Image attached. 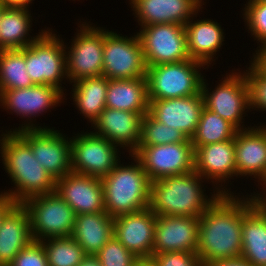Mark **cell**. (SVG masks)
Segmentation results:
<instances>
[{"mask_svg":"<svg viewBox=\"0 0 266 266\" xmlns=\"http://www.w3.org/2000/svg\"><path fill=\"white\" fill-rule=\"evenodd\" d=\"M22 205L28 211L34 241L72 235L76 215L56 191L29 197Z\"/></svg>","mask_w":266,"mask_h":266,"instance_id":"9","label":"cell"},{"mask_svg":"<svg viewBox=\"0 0 266 266\" xmlns=\"http://www.w3.org/2000/svg\"><path fill=\"white\" fill-rule=\"evenodd\" d=\"M146 71L143 48L137 32L124 36L104 26L102 76L115 80L132 79L146 77Z\"/></svg>","mask_w":266,"mask_h":266,"instance_id":"11","label":"cell"},{"mask_svg":"<svg viewBox=\"0 0 266 266\" xmlns=\"http://www.w3.org/2000/svg\"><path fill=\"white\" fill-rule=\"evenodd\" d=\"M108 81L107 77L99 76L82 78L71 84L72 104L91 125L106 108Z\"/></svg>","mask_w":266,"mask_h":266,"instance_id":"30","label":"cell"},{"mask_svg":"<svg viewBox=\"0 0 266 266\" xmlns=\"http://www.w3.org/2000/svg\"><path fill=\"white\" fill-rule=\"evenodd\" d=\"M4 9H5V7L0 3V20H1L2 13H3ZM1 50H2V49L0 48V51H1Z\"/></svg>","mask_w":266,"mask_h":266,"instance_id":"48","label":"cell"},{"mask_svg":"<svg viewBox=\"0 0 266 266\" xmlns=\"http://www.w3.org/2000/svg\"><path fill=\"white\" fill-rule=\"evenodd\" d=\"M203 108L202 94L165 100H149V113L157 121L180 130L189 139L195 133Z\"/></svg>","mask_w":266,"mask_h":266,"instance_id":"23","label":"cell"},{"mask_svg":"<svg viewBox=\"0 0 266 266\" xmlns=\"http://www.w3.org/2000/svg\"><path fill=\"white\" fill-rule=\"evenodd\" d=\"M264 124V125H263ZM263 124L261 123V126L265 129L266 131V123L263 122Z\"/></svg>","mask_w":266,"mask_h":266,"instance_id":"49","label":"cell"},{"mask_svg":"<svg viewBox=\"0 0 266 266\" xmlns=\"http://www.w3.org/2000/svg\"><path fill=\"white\" fill-rule=\"evenodd\" d=\"M221 77L222 79L218 80L220 82L217 81L218 85L215 84L213 89L208 87L210 85L208 80L203 79L201 94L204 107L224 118L237 130L250 128L251 124L244 125L250 105L248 86L243 71L234 68L228 73L226 71V75L223 74Z\"/></svg>","mask_w":266,"mask_h":266,"instance_id":"7","label":"cell"},{"mask_svg":"<svg viewBox=\"0 0 266 266\" xmlns=\"http://www.w3.org/2000/svg\"><path fill=\"white\" fill-rule=\"evenodd\" d=\"M90 130L71 137L72 172L102 178L121 161V148Z\"/></svg>","mask_w":266,"mask_h":266,"instance_id":"12","label":"cell"},{"mask_svg":"<svg viewBox=\"0 0 266 266\" xmlns=\"http://www.w3.org/2000/svg\"><path fill=\"white\" fill-rule=\"evenodd\" d=\"M64 100H67L65 95L58 88L50 85L36 84L28 88L0 91V107L9 113V115L16 114L23 121L26 119L22 124H19L18 128L15 127L14 129L13 126L10 130L5 129V131L51 128L50 126H45V124L43 127L38 123H34L37 121L36 117L47 113L50 109H55V107L60 106L62 103L64 104Z\"/></svg>","mask_w":266,"mask_h":266,"instance_id":"10","label":"cell"},{"mask_svg":"<svg viewBox=\"0 0 266 266\" xmlns=\"http://www.w3.org/2000/svg\"><path fill=\"white\" fill-rule=\"evenodd\" d=\"M236 132L237 129L231 123L204 107L190 140L195 151L200 146L234 139Z\"/></svg>","mask_w":266,"mask_h":266,"instance_id":"31","label":"cell"},{"mask_svg":"<svg viewBox=\"0 0 266 266\" xmlns=\"http://www.w3.org/2000/svg\"><path fill=\"white\" fill-rule=\"evenodd\" d=\"M31 10L25 8H5L0 20V48L22 49L37 40L47 29H40L31 36L33 17ZM30 33V34H29Z\"/></svg>","mask_w":266,"mask_h":266,"instance_id":"29","label":"cell"},{"mask_svg":"<svg viewBox=\"0 0 266 266\" xmlns=\"http://www.w3.org/2000/svg\"><path fill=\"white\" fill-rule=\"evenodd\" d=\"M206 266H251L243 257L217 260Z\"/></svg>","mask_w":266,"mask_h":266,"instance_id":"41","label":"cell"},{"mask_svg":"<svg viewBox=\"0 0 266 266\" xmlns=\"http://www.w3.org/2000/svg\"><path fill=\"white\" fill-rule=\"evenodd\" d=\"M16 132L30 145L36 160L56 181L72 172L71 137L67 134L55 127Z\"/></svg>","mask_w":266,"mask_h":266,"instance_id":"14","label":"cell"},{"mask_svg":"<svg viewBox=\"0 0 266 266\" xmlns=\"http://www.w3.org/2000/svg\"><path fill=\"white\" fill-rule=\"evenodd\" d=\"M95 256L101 266H134L139 261L114 236Z\"/></svg>","mask_w":266,"mask_h":266,"instance_id":"37","label":"cell"},{"mask_svg":"<svg viewBox=\"0 0 266 266\" xmlns=\"http://www.w3.org/2000/svg\"><path fill=\"white\" fill-rule=\"evenodd\" d=\"M142 118L138 112L105 108L92 123L91 132L132 155L140 142Z\"/></svg>","mask_w":266,"mask_h":266,"instance_id":"20","label":"cell"},{"mask_svg":"<svg viewBox=\"0 0 266 266\" xmlns=\"http://www.w3.org/2000/svg\"><path fill=\"white\" fill-rule=\"evenodd\" d=\"M139 28L137 34L147 67L190 59L183 25L161 23Z\"/></svg>","mask_w":266,"mask_h":266,"instance_id":"13","label":"cell"},{"mask_svg":"<svg viewBox=\"0 0 266 266\" xmlns=\"http://www.w3.org/2000/svg\"><path fill=\"white\" fill-rule=\"evenodd\" d=\"M237 178L249 177L259 185L266 177V131L260 124L237 130L235 134ZM248 177V178H247Z\"/></svg>","mask_w":266,"mask_h":266,"instance_id":"19","label":"cell"},{"mask_svg":"<svg viewBox=\"0 0 266 266\" xmlns=\"http://www.w3.org/2000/svg\"><path fill=\"white\" fill-rule=\"evenodd\" d=\"M140 27L173 23L185 25L206 0H128ZM137 18V19H136Z\"/></svg>","mask_w":266,"mask_h":266,"instance_id":"22","label":"cell"},{"mask_svg":"<svg viewBox=\"0 0 266 266\" xmlns=\"http://www.w3.org/2000/svg\"><path fill=\"white\" fill-rule=\"evenodd\" d=\"M254 201L266 213V199H256Z\"/></svg>","mask_w":266,"mask_h":266,"instance_id":"46","label":"cell"},{"mask_svg":"<svg viewBox=\"0 0 266 266\" xmlns=\"http://www.w3.org/2000/svg\"><path fill=\"white\" fill-rule=\"evenodd\" d=\"M77 24V32L69 41L71 44L68 46L64 40L69 84L103 75L104 27L83 21V18Z\"/></svg>","mask_w":266,"mask_h":266,"instance_id":"8","label":"cell"},{"mask_svg":"<svg viewBox=\"0 0 266 266\" xmlns=\"http://www.w3.org/2000/svg\"><path fill=\"white\" fill-rule=\"evenodd\" d=\"M7 195L0 193V223L4 215L15 205Z\"/></svg>","mask_w":266,"mask_h":266,"instance_id":"43","label":"cell"},{"mask_svg":"<svg viewBox=\"0 0 266 266\" xmlns=\"http://www.w3.org/2000/svg\"><path fill=\"white\" fill-rule=\"evenodd\" d=\"M35 85L26 70L25 54L21 49L0 51V91L28 88Z\"/></svg>","mask_w":266,"mask_h":266,"instance_id":"32","label":"cell"},{"mask_svg":"<svg viewBox=\"0 0 266 266\" xmlns=\"http://www.w3.org/2000/svg\"><path fill=\"white\" fill-rule=\"evenodd\" d=\"M59 196L75 215L106 212L100 178L70 172L56 181Z\"/></svg>","mask_w":266,"mask_h":266,"instance_id":"21","label":"cell"},{"mask_svg":"<svg viewBox=\"0 0 266 266\" xmlns=\"http://www.w3.org/2000/svg\"><path fill=\"white\" fill-rule=\"evenodd\" d=\"M249 61L250 63L245 65L246 69L243 70V74L245 75L249 91L250 112H266V73L252 60Z\"/></svg>","mask_w":266,"mask_h":266,"instance_id":"36","label":"cell"},{"mask_svg":"<svg viewBox=\"0 0 266 266\" xmlns=\"http://www.w3.org/2000/svg\"><path fill=\"white\" fill-rule=\"evenodd\" d=\"M60 36L49 27L37 40L21 50L25 54L26 70L32 82L35 85L56 87L67 98V89L64 86L69 82L66 74V53L64 40Z\"/></svg>","mask_w":266,"mask_h":266,"instance_id":"5","label":"cell"},{"mask_svg":"<svg viewBox=\"0 0 266 266\" xmlns=\"http://www.w3.org/2000/svg\"><path fill=\"white\" fill-rule=\"evenodd\" d=\"M142 165L151 182L194 170V147L185 142L138 146L132 154Z\"/></svg>","mask_w":266,"mask_h":266,"instance_id":"15","label":"cell"},{"mask_svg":"<svg viewBox=\"0 0 266 266\" xmlns=\"http://www.w3.org/2000/svg\"><path fill=\"white\" fill-rule=\"evenodd\" d=\"M40 242L44 247L49 266H78L87 256L71 236L50 238Z\"/></svg>","mask_w":266,"mask_h":266,"instance_id":"33","label":"cell"},{"mask_svg":"<svg viewBox=\"0 0 266 266\" xmlns=\"http://www.w3.org/2000/svg\"><path fill=\"white\" fill-rule=\"evenodd\" d=\"M187 139L183 132L157 121L149 112L142 118L141 136L138 146L180 143L185 142Z\"/></svg>","mask_w":266,"mask_h":266,"instance_id":"34","label":"cell"},{"mask_svg":"<svg viewBox=\"0 0 266 266\" xmlns=\"http://www.w3.org/2000/svg\"><path fill=\"white\" fill-rule=\"evenodd\" d=\"M149 262L152 266H203L198 254L190 252L152 254Z\"/></svg>","mask_w":266,"mask_h":266,"instance_id":"38","label":"cell"},{"mask_svg":"<svg viewBox=\"0 0 266 266\" xmlns=\"http://www.w3.org/2000/svg\"><path fill=\"white\" fill-rule=\"evenodd\" d=\"M194 170L207 182H212V190H217L220 194H240L235 193L236 190L232 191L229 187L232 184L231 179L237 178L235 137L231 140L198 147L194 151Z\"/></svg>","mask_w":266,"mask_h":266,"instance_id":"16","label":"cell"},{"mask_svg":"<svg viewBox=\"0 0 266 266\" xmlns=\"http://www.w3.org/2000/svg\"><path fill=\"white\" fill-rule=\"evenodd\" d=\"M128 157L131 162L125 165L120 161L108 175L100 178L105 211L113 218L150 206L151 181L141 163L133 155Z\"/></svg>","mask_w":266,"mask_h":266,"instance_id":"4","label":"cell"},{"mask_svg":"<svg viewBox=\"0 0 266 266\" xmlns=\"http://www.w3.org/2000/svg\"><path fill=\"white\" fill-rule=\"evenodd\" d=\"M202 7L185 25L187 36V50L192 60L199 61L207 67L215 65L218 59L217 54L225 44L224 27L213 19H196ZM195 18V19H194ZM218 52V53H217ZM217 56V57H216ZM215 62V63H214ZM213 63V64H212Z\"/></svg>","mask_w":266,"mask_h":266,"instance_id":"24","label":"cell"},{"mask_svg":"<svg viewBox=\"0 0 266 266\" xmlns=\"http://www.w3.org/2000/svg\"><path fill=\"white\" fill-rule=\"evenodd\" d=\"M9 266H49L40 241H32L23 248Z\"/></svg>","mask_w":266,"mask_h":266,"instance_id":"39","label":"cell"},{"mask_svg":"<svg viewBox=\"0 0 266 266\" xmlns=\"http://www.w3.org/2000/svg\"><path fill=\"white\" fill-rule=\"evenodd\" d=\"M204 182L210 184L195 170L155 180L151 182L149 208L156 216L200 217L221 195L213 190L208 196Z\"/></svg>","mask_w":266,"mask_h":266,"instance_id":"3","label":"cell"},{"mask_svg":"<svg viewBox=\"0 0 266 266\" xmlns=\"http://www.w3.org/2000/svg\"><path fill=\"white\" fill-rule=\"evenodd\" d=\"M34 0H0L5 8H25L30 10Z\"/></svg>","mask_w":266,"mask_h":266,"instance_id":"42","label":"cell"},{"mask_svg":"<svg viewBox=\"0 0 266 266\" xmlns=\"http://www.w3.org/2000/svg\"><path fill=\"white\" fill-rule=\"evenodd\" d=\"M138 266H152V265H151V263L149 261L139 260L138 261Z\"/></svg>","mask_w":266,"mask_h":266,"instance_id":"47","label":"cell"},{"mask_svg":"<svg viewBox=\"0 0 266 266\" xmlns=\"http://www.w3.org/2000/svg\"><path fill=\"white\" fill-rule=\"evenodd\" d=\"M1 131L0 160L14 186L0 193L22 204L29 197L55 192L56 180L36 160L30 145L16 131Z\"/></svg>","mask_w":266,"mask_h":266,"instance_id":"2","label":"cell"},{"mask_svg":"<svg viewBox=\"0 0 266 266\" xmlns=\"http://www.w3.org/2000/svg\"><path fill=\"white\" fill-rule=\"evenodd\" d=\"M78 266H101L95 255H87Z\"/></svg>","mask_w":266,"mask_h":266,"instance_id":"45","label":"cell"},{"mask_svg":"<svg viewBox=\"0 0 266 266\" xmlns=\"http://www.w3.org/2000/svg\"><path fill=\"white\" fill-rule=\"evenodd\" d=\"M113 236L114 218L107 212L75 216L71 237L87 255H96Z\"/></svg>","mask_w":266,"mask_h":266,"instance_id":"27","label":"cell"},{"mask_svg":"<svg viewBox=\"0 0 266 266\" xmlns=\"http://www.w3.org/2000/svg\"><path fill=\"white\" fill-rule=\"evenodd\" d=\"M250 59L264 72L266 73V44L255 50Z\"/></svg>","mask_w":266,"mask_h":266,"instance_id":"40","label":"cell"},{"mask_svg":"<svg viewBox=\"0 0 266 266\" xmlns=\"http://www.w3.org/2000/svg\"><path fill=\"white\" fill-rule=\"evenodd\" d=\"M241 15L251 38L256 41L257 48L266 44V2L260 0H247L243 4Z\"/></svg>","mask_w":266,"mask_h":266,"instance_id":"35","label":"cell"},{"mask_svg":"<svg viewBox=\"0 0 266 266\" xmlns=\"http://www.w3.org/2000/svg\"><path fill=\"white\" fill-rule=\"evenodd\" d=\"M251 266H266V213L251 194L242 195V254Z\"/></svg>","mask_w":266,"mask_h":266,"instance_id":"25","label":"cell"},{"mask_svg":"<svg viewBox=\"0 0 266 266\" xmlns=\"http://www.w3.org/2000/svg\"><path fill=\"white\" fill-rule=\"evenodd\" d=\"M197 254L203 266L241 257V194H221L199 217Z\"/></svg>","mask_w":266,"mask_h":266,"instance_id":"1","label":"cell"},{"mask_svg":"<svg viewBox=\"0 0 266 266\" xmlns=\"http://www.w3.org/2000/svg\"><path fill=\"white\" fill-rule=\"evenodd\" d=\"M156 215L150 208L114 217V237L136 258L149 261L153 254Z\"/></svg>","mask_w":266,"mask_h":266,"instance_id":"17","label":"cell"},{"mask_svg":"<svg viewBox=\"0 0 266 266\" xmlns=\"http://www.w3.org/2000/svg\"><path fill=\"white\" fill-rule=\"evenodd\" d=\"M256 187H258V191L256 190L257 193L255 191H253V193H250L253 199L254 200L266 199V177L263 179V181L259 185H256Z\"/></svg>","mask_w":266,"mask_h":266,"instance_id":"44","label":"cell"},{"mask_svg":"<svg viewBox=\"0 0 266 266\" xmlns=\"http://www.w3.org/2000/svg\"><path fill=\"white\" fill-rule=\"evenodd\" d=\"M207 68L205 64L192 59L147 67L148 100L201 94L202 82L206 77L201 72Z\"/></svg>","mask_w":266,"mask_h":266,"instance_id":"6","label":"cell"},{"mask_svg":"<svg viewBox=\"0 0 266 266\" xmlns=\"http://www.w3.org/2000/svg\"><path fill=\"white\" fill-rule=\"evenodd\" d=\"M199 217L156 216L153 254L197 253Z\"/></svg>","mask_w":266,"mask_h":266,"instance_id":"18","label":"cell"},{"mask_svg":"<svg viewBox=\"0 0 266 266\" xmlns=\"http://www.w3.org/2000/svg\"><path fill=\"white\" fill-rule=\"evenodd\" d=\"M33 240L27 209L16 203L0 223V266H9Z\"/></svg>","mask_w":266,"mask_h":266,"instance_id":"26","label":"cell"},{"mask_svg":"<svg viewBox=\"0 0 266 266\" xmlns=\"http://www.w3.org/2000/svg\"><path fill=\"white\" fill-rule=\"evenodd\" d=\"M106 108L146 115L149 112L147 78L109 79Z\"/></svg>","mask_w":266,"mask_h":266,"instance_id":"28","label":"cell"}]
</instances>
